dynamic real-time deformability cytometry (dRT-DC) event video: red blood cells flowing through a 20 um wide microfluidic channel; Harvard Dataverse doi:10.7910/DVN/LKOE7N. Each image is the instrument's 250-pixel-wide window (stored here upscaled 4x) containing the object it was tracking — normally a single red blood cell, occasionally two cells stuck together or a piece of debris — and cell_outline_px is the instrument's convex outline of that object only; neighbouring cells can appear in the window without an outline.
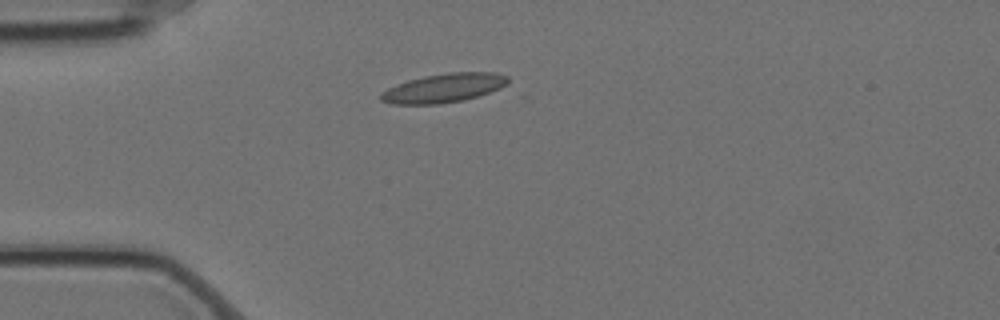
{"species": "Egyptian fruit bat (a non-hibernating species)", "species_latin": "Rousettus aegyptiacus", "temperature_condition": "cold", "stored_images_in_passage": 5, "camera_frame_rate_fps": 3000, "um_per_image_px": 0.085, "animal": {"sex": "female"}, "frame": {"image": 1, "passage_image": 1, "time_ms": 0.0, "image_size_px": [1000, 320], "cell_outline_px": [[508, 84], [500, 88], [464, 100], [440, 104], [392, 104], [380, 100], [380, 96], [388, 88], [396, 84], [408, 80], [424, 76], [448, 72], [496, 72], [508, 76]], "centroid_in_image_um": [37.73, 7.47], "position_along_channel_um": 47.3, "area_um2": 21.39}}
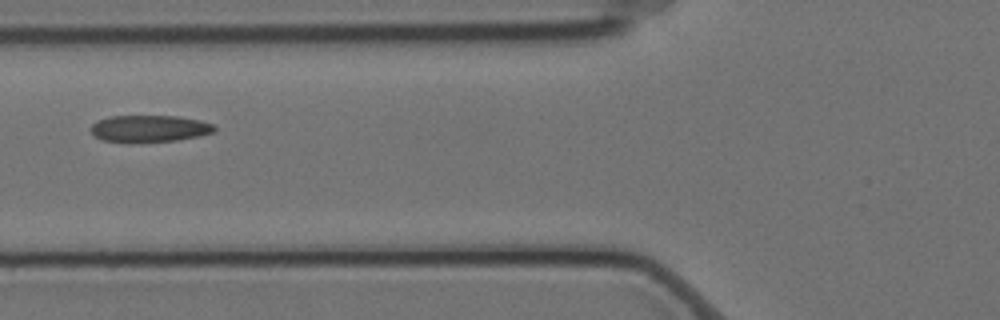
{"frame": {"image": 2, "passage_image": 3, "time_ms": 0.667, "image_size_px": [1000, 320], "cell_outline_px": [[216, 132], [200, 136], [176, 140], [132, 144], [128, 144], [100, 140], [92, 132], [92, 124], [96, 120], [112, 116], [176, 116], [200, 120], [212, 124], [216, 128]], "centroid_in_image_um": [12.68, 10.96], "position_along_channel_um": 113.1, "area_um2": 19.83}}
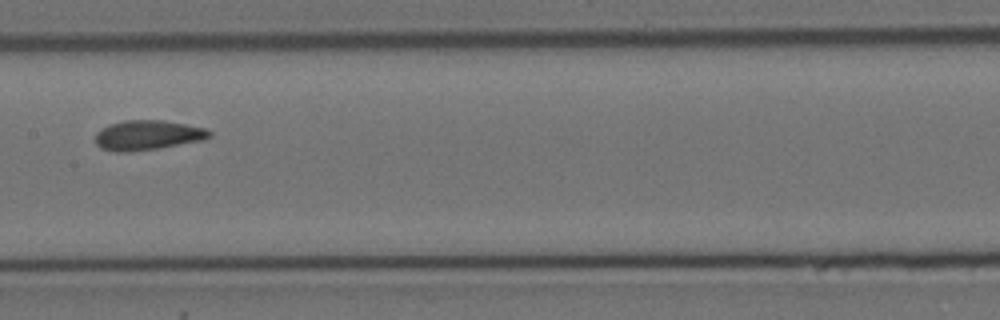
{"frame": {"image": 3, "passage_image": 5, "time_ms": 1.333, "image_size_px": [1000, 320], "cell_outline_px": [[212, 136], [204, 140], [156, 148], [128, 152], [116, 152], [100, 148], [96, 144], [96, 132], [100, 128], [108, 124], [124, 120], [164, 120], [208, 128], [212, 132]], "centroid_in_image_um": [12.55, 11.47], "position_along_channel_um": 194.8, "area_um2": 20.0}}